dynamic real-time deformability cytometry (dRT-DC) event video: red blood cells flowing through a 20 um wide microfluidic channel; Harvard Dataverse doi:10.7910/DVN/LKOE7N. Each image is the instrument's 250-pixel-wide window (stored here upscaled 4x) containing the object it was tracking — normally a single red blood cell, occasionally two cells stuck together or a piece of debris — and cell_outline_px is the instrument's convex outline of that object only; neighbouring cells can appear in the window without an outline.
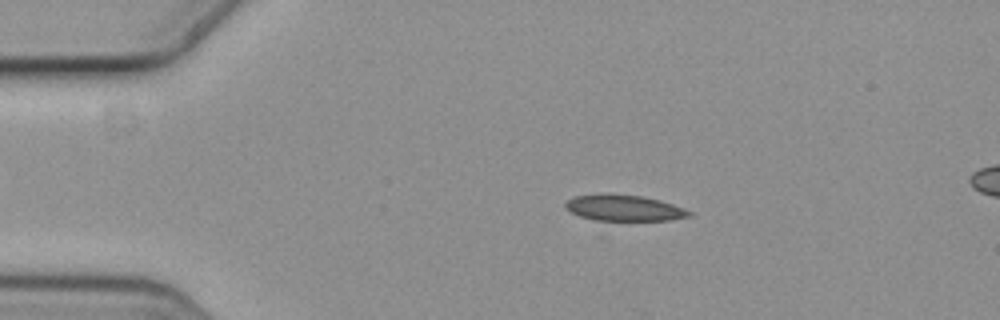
{"species": "common noctule bat (a hibernating species)", "species_latin": "Nyctalus noctula", "temperature_condition": "cold", "stored_images_in_passage": 5, "camera_frame_rate_fps": 3000, "um_per_image_px": 0.085, "animal": {"sex": "female", "body_mass_g": 19.3, "forearm_length_mm": 54.1}, "frame": {"image": 1, "passage_image": 3, "time_ms": 0.667, "image_size_px": [1000, 320], "cell_outline_px": [[692, 216], [672, 220], [596, 220], [580, 216], [564, 208], [564, 204], [568, 200], [576, 196], [640, 196], [660, 200], [684, 208], [692, 212]], "centroid_in_image_um": [53.11, 17.72], "position_along_channel_um": 31.9, "area_um2": 17.98}}